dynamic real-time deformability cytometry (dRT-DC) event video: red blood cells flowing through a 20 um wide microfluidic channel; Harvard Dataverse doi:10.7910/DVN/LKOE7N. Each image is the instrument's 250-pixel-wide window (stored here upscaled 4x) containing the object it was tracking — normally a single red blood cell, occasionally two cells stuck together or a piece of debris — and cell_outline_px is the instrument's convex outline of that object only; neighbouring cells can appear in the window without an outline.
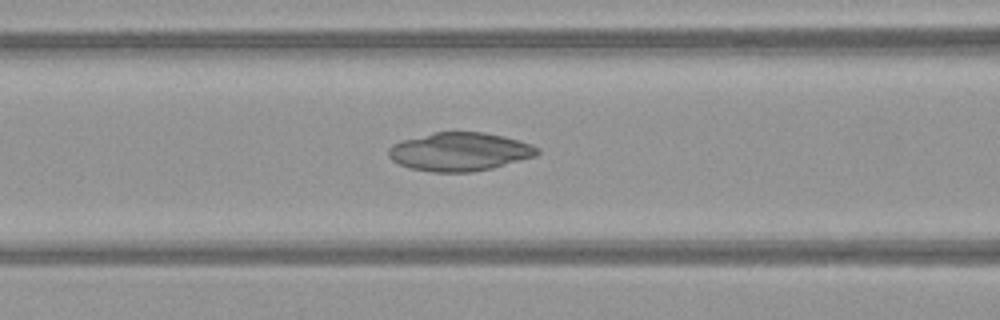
{"species": "common noctule bat (a hibernating species)", "species_latin": "Nyctalus noctula", "temperature_condition": "warm", "stored_images_in_passage": 51, "camera_frame_rate_fps": 3000, "um_per_image_px": 0.085, "animal": {"sex": "female", "body_mass_g": 21.9}, "frame": {"image": 1, "passage_image": 22, "time_ms": 7.0, "image_size_px": [1000, 320], "cell_outline_px": [[540, 152], [536, 156], [492, 168], [472, 172], [432, 172], [408, 168], [392, 160], [388, 156], [388, 148], [392, 144], [400, 140], [432, 132], [484, 132], [504, 136], [520, 140], [532, 144], [540, 148]], "centroid_in_image_um": [39.07, 12.89], "position_along_channel_um": 127.5, "area_um2": 33.7}}
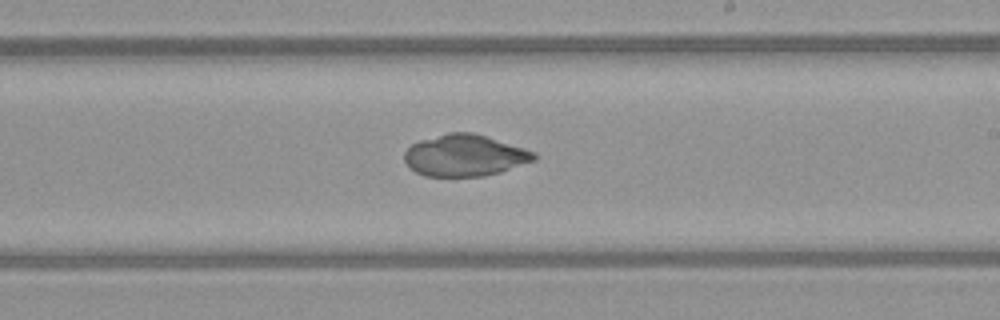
{"frame": {"image": 2, "passage_image": 31, "time_ms": 10.0, "image_size_px": [1000, 320], "cell_outline_px": [[536, 160], [500, 172], [484, 176], [424, 176], [408, 168], [404, 160], [404, 152], [412, 144], [420, 140], [448, 132], [472, 132], [524, 148], [536, 152]], "centroid_in_image_um": [39.48, 13.22], "position_along_channel_um": 249.5, "area_um2": 31.44}}
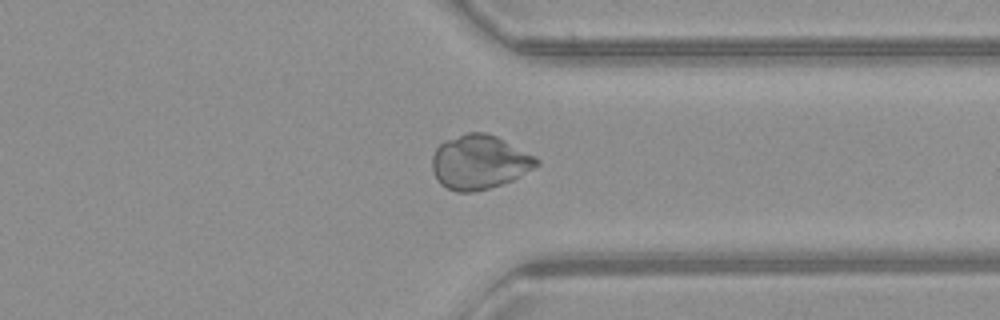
{"frame": {"image": 3, "passage_image": 40, "time_ms": 13.0, "image_size_px": [1000, 320], "cell_outline_px": [[540, 164], [520, 176], [512, 180], [488, 188], [472, 192], [456, 192], [440, 184], [432, 168], [432, 156], [436, 148], [444, 140], [468, 132], [488, 132], [536, 156], [540, 160]], "centroid_in_image_um": [40.75, 13.77], "position_along_channel_um": 370.7, "area_um2": 32.95}}